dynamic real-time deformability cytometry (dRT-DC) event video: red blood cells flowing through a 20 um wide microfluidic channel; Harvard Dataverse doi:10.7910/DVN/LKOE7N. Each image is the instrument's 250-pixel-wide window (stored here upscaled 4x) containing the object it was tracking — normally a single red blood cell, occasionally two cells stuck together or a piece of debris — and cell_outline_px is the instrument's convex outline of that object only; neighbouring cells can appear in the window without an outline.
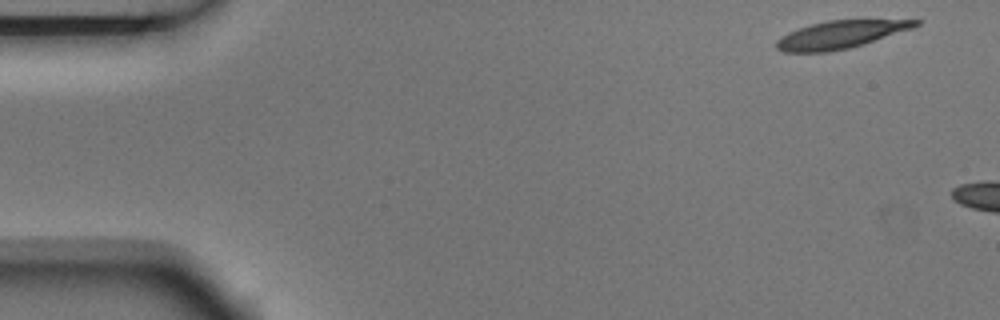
{"species": "Egyptian fruit bat (a non-hibernating species)", "species_latin": "Rousettus aegyptiacus", "temperature_condition": "room temperature", "stored_images_in_passage": 3, "camera_frame_rate_fps": 3000, "um_per_image_px": 0.085, "animal": {"sex": "male"}, "frame": {"image": 1, "passage_image": 1, "time_ms": 0.0, "image_size_px": [1000, 320], "cell_outline_px": [[920, 24], [912, 28], [864, 44], [848, 48], [828, 52], [784, 52], [776, 48], [776, 40], [788, 32], [812, 24], [828, 20], [920, 20]], "centroid_in_image_um": [71.41, 2.95], "position_along_channel_um": 13.6, "area_um2": 22.14}}